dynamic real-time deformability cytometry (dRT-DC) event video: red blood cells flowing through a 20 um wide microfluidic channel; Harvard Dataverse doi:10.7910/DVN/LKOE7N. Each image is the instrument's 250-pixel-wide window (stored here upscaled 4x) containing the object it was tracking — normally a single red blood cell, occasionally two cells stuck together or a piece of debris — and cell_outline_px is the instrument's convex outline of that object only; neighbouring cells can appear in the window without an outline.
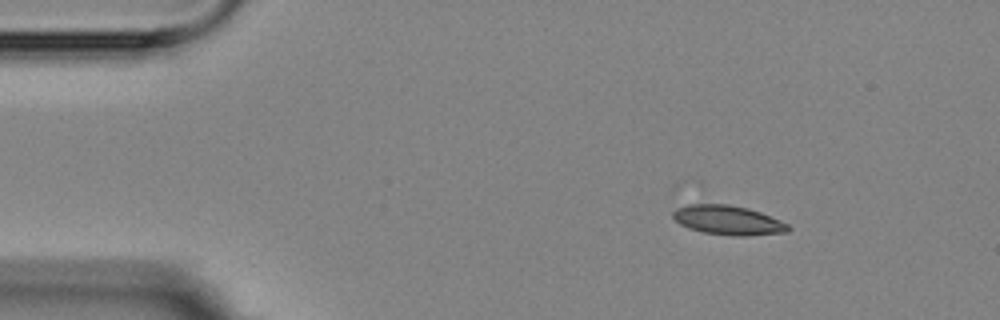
{"species": "Egyptian fruit bat (a non-hibernating species)", "species_latin": "Rousettus aegyptiacus", "temperature_condition": "room temperature", "stored_images_in_passage": 12, "camera_frame_rate_fps": 3000, "um_per_image_px": 0.085, "animal": {"sex": "female"}, "frame": {"image": 1, "passage_image": 1, "time_ms": 0.0, "image_size_px": [1000, 320], "cell_outline_px": [[792, 228], [788, 232], [748, 236], [736, 236], [704, 232], [688, 228], [680, 224], [672, 216], [672, 212], [676, 208], [688, 204], [728, 204], [748, 208], [760, 212], [780, 220], [788, 224]], "centroid_in_image_um": [61.9, 18.71], "position_along_channel_um": 23.1, "area_um2": 19.77}}
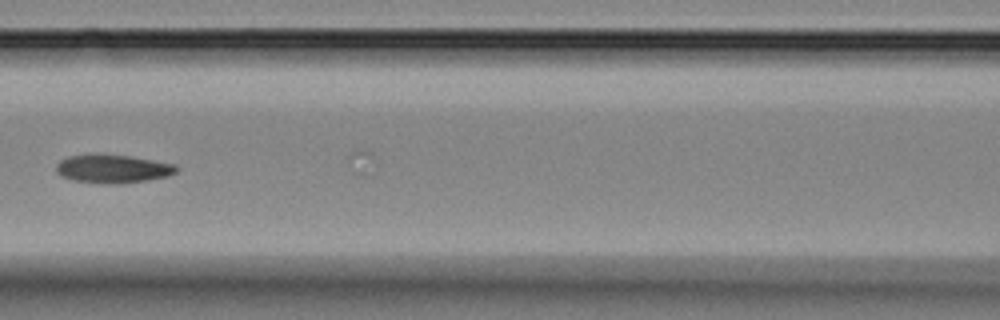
{"frame": {"image": 2, "passage_image": 6, "time_ms": 5.667, "image_size_px": [1000, 320], "cell_outline_px": [[180, 168], [176, 172], [168, 176], [148, 180], [120, 184], [116, 184], [72, 180], [60, 176], [56, 172], [56, 164], [60, 160], [68, 156], [88, 152], [96, 152], [132, 156], [176, 164]], "centroid_in_image_um": [9.57, 14.31], "position_along_channel_um": 157.0, "area_um2": 20.58}}
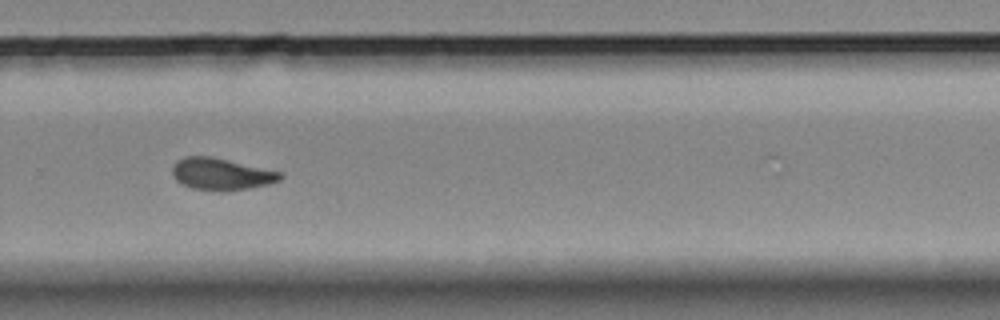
{"frame": {"image": 3, "passage_image": 10, "time_ms": 10.0, "image_size_px": [1000, 320], "cell_outline_px": [[284, 176], [280, 180], [268, 184], [248, 188], [192, 188], [176, 180], [172, 176], [172, 168], [176, 160], [184, 156], [212, 156], [280, 172]], "centroid_in_image_um": [18.77, 14.74], "position_along_channel_um": 311.0, "area_um2": 19.25}}